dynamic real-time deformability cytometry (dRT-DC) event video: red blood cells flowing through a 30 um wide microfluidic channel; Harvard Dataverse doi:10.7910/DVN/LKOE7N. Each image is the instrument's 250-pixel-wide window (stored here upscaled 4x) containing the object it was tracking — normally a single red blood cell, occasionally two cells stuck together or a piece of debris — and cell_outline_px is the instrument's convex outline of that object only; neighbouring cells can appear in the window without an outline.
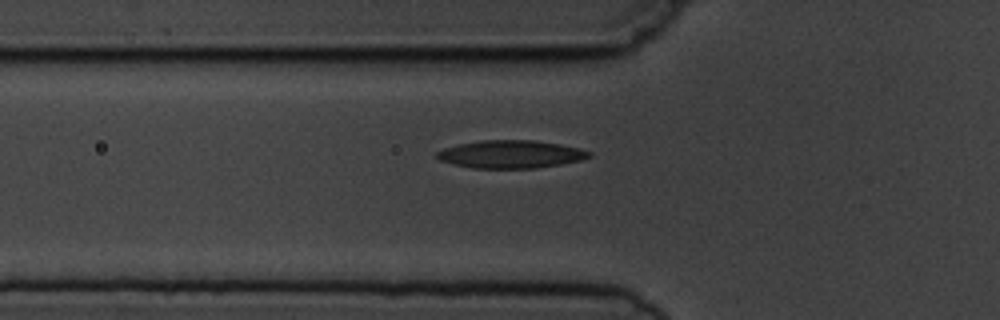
{"species": "common noctule bat (a hibernating species)", "species_latin": "Nyctalus noctula", "temperature_condition": "cold", "stored_images_in_passage": 4, "camera_frame_rate_fps": 3000, "um_per_image_px": 0.085, "animal": {"sex": "male", "body_mass_g": 19.5, "forearm_length_mm": 54.6}, "frame": {"image": 1, "passage_image": 4, "time_ms": 4.333, "image_size_px": [1000, 320], "cell_outline_px": [[592, 156], [580, 160], [560, 164], [536, 168], [472, 168], [452, 164], [440, 160], [436, 156], [436, 152], [444, 148], [460, 144], [480, 140], [536, 140], [560, 144], [580, 148], [592, 152]], "centroid_in_image_um": [43.43, 13.11], "position_along_channel_um": 82.4, "area_um2": 24.74}}